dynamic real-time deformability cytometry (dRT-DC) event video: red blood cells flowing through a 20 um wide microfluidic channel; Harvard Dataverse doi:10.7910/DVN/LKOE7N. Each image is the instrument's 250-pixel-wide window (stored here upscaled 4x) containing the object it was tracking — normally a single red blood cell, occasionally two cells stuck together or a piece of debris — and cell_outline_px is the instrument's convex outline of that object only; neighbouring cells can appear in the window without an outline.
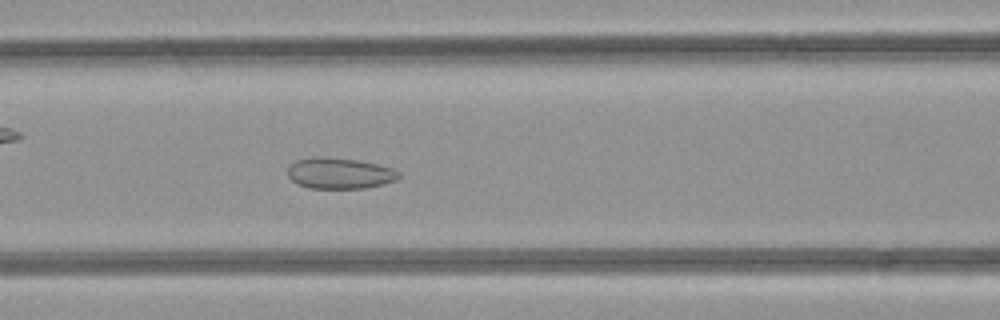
{"species": "common noctule bat (a hibernating species)", "species_latin": "Nyctalus noctula", "temperature_condition": "room temperature", "stored_images_in_passage": 49, "camera_frame_rate_fps": 3000, "um_per_image_px": 0.085, "animal": {"sex": "female", "body_mass_g": 21.9}, "frame": {"image": 1, "passage_image": 20, "time_ms": 6.333, "image_size_px": [1000, 320], "cell_outline_px": [[400, 176], [396, 180], [384, 184], [368, 188], [308, 188], [292, 180], [288, 176], [288, 168], [296, 160], [356, 160], [376, 164], [392, 168], [400, 172]], "centroid_in_image_um": [28.95, 14.79], "position_along_channel_um": 137.6, "area_um2": 19.07}}
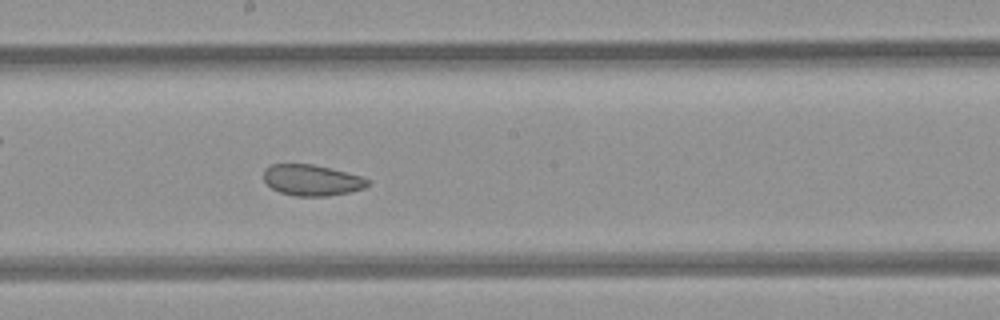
{"frame": {"image": 2, "passage_image": 26, "time_ms": 8.333, "image_size_px": [1000, 320], "cell_outline_px": [[372, 180], [364, 188], [348, 192], [328, 196], [296, 196], [280, 192], [272, 188], [264, 180], [264, 168], [272, 164], [312, 164], [360, 176]], "centroid_in_image_um": [26.49, 15.31], "position_along_channel_um": 221.7, "area_um2": 18.61}}
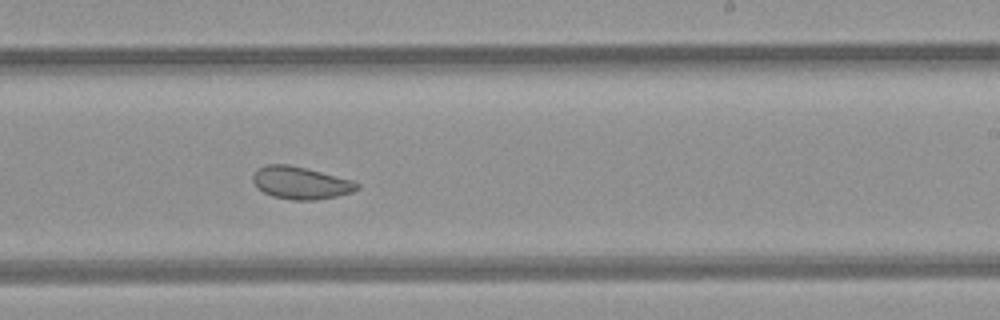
{"frame": {"image": 3, "passage_image": 29, "time_ms": 9.333, "image_size_px": [1000, 320], "cell_outline_px": [[360, 188], [352, 192], [336, 196], [316, 200], [292, 200], [272, 196], [256, 188], [252, 180], [252, 176], [256, 168], [268, 164], [288, 164], [352, 180], [360, 184]], "centroid_in_image_um": [25.52, 15.55], "position_along_channel_um": 263.5, "area_um2": 19.71}}